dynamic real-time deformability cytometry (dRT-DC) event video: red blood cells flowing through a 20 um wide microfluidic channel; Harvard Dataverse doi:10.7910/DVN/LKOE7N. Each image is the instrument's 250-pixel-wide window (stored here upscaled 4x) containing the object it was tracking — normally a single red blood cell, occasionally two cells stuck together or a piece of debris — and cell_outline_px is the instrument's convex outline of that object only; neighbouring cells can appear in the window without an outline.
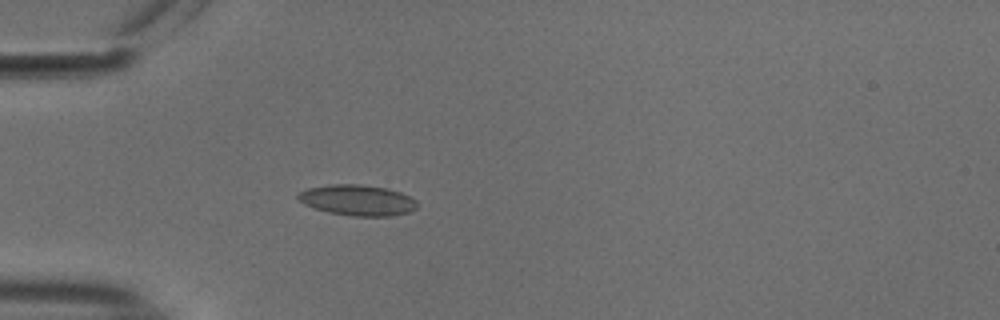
{"species": "common noctule bat (a hibernating species)", "species_latin": "Nyctalus noctula", "temperature_condition": "cold", "stored_images_in_passage": 54, "camera_frame_rate_fps": 3000, "um_per_image_px": 0.085, "animal": {"sex": "male", "body_mass_g": 18.8}, "frame": {"image": 1, "passage_image": 16, "time_ms": 5.0, "image_size_px": [1000, 320], "cell_outline_px": [[416, 208], [408, 212], [392, 216], [352, 216], [328, 212], [304, 204], [296, 200], [296, 196], [300, 192], [308, 188], [328, 184], [360, 184], [384, 188], [400, 192], [416, 200]], "centroid_in_image_um": [30.35, 17.01], "position_along_channel_um": 54.7, "area_um2": 21.27}}
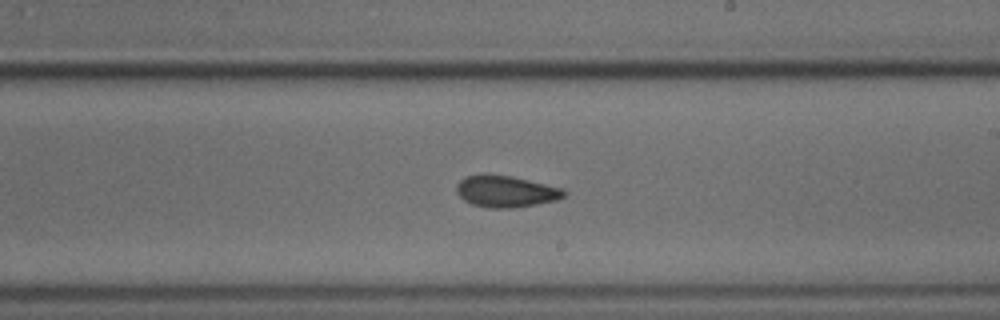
{"frame": {"image": 2, "passage_image": 32, "time_ms": 10.333, "image_size_px": [1000, 320], "cell_outline_px": [[568, 192], [564, 196], [556, 200], [536, 204], [512, 208], [488, 208], [472, 204], [464, 200], [456, 192], [456, 184], [464, 176], [480, 172], [484, 172], [512, 176], [564, 188]], "centroid_in_image_um": [42.96, 16.24], "position_along_channel_um": 246.0, "area_um2": 20.29}}
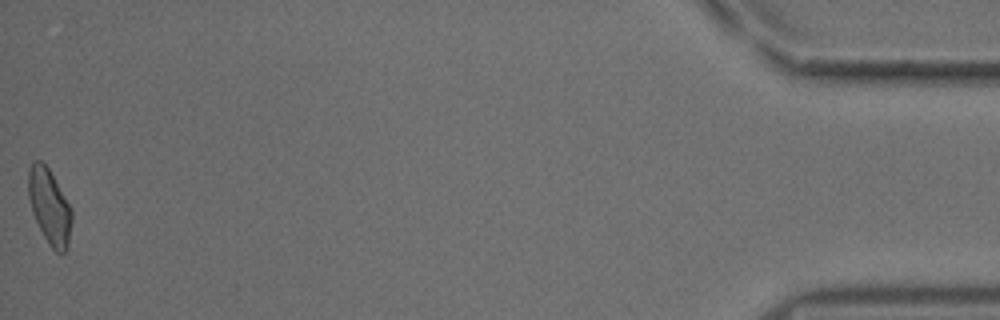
{"frame": {"image": 3, "passage_image": 54, "time_ms": 17.667, "image_size_px": [1000, 320], "cell_outline_px": [[72, 220], [68, 248], [64, 252], [56, 252], [48, 244], [32, 212], [28, 196], [28, 172], [32, 160], [40, 160], [48, 168], [72, 208]], "centroid_in_image_um": [4.21, 17.56], "position_along_channel_um": 431.0, "area_um2": 19.02}, "authors_computed_cell_mechanics": {"area_um2": 19.4497, "velocity_mm_per_s": 3.7562, "shape_relaxation_time_tau1_ms": 10.3204, "shape_relaxation_time_tau2_ms": 3.2614, "deformation_change_tau1": 0.1736, "deformation_change_tau2": 0.0792}}